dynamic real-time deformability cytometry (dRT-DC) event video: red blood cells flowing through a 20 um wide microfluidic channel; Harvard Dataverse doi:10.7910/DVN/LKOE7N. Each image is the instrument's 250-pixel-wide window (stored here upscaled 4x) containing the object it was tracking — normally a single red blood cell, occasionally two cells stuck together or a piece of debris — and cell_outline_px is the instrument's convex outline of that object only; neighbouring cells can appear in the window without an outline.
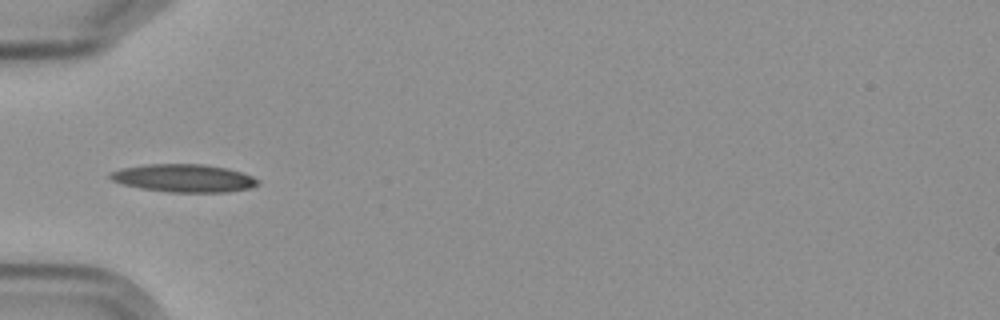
{"species": "Egyptian fruit bat (a non-hibernating species)", "species_latin": "Rousettus aegyptiacus", "temperature_condition": "cold", "stored_images_in_passage": 2, "camera_frame_rate_fps": 3000, "um_per_image_px": 0.085, "frame": {"image": 1, "passage_image": 1, "time_ms": 0.0, "image_size_px": [1000, 320], "cell_outline_px": [[260, 184], [248, 188], [228, 192], [168, 192], [140, 188], [124, 184], [112, 180], [108, 176], [112, 172], [120, 168], [144, 164], [204, 164], [228, 168], [252, 176], [260, 180]], "centroid_in_image_um": [15.63, 15.14], "position_along_channel_um": 69.4, "area_um2": 24.04}}
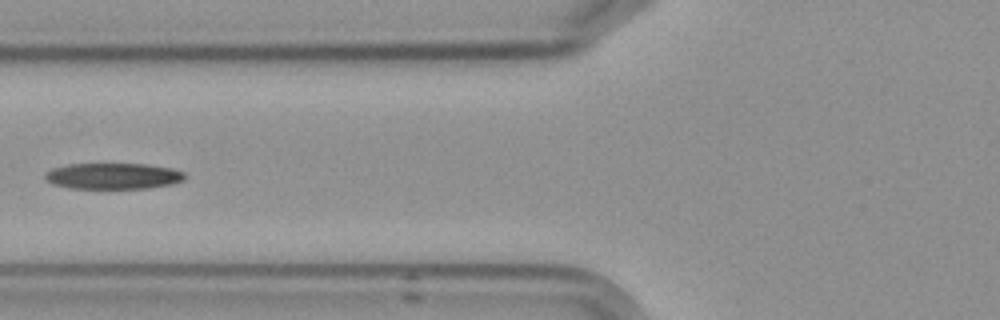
{"frame": {"image": 2, "passage_image": 2, "time_ms": 1.333, "image_size_px": [1000, 320], "cell_outline_px": [[184, 180], [172, 184], [148, 188], [68, 188], [52, 184], [44, 180], [44, 172], [52, 168], [68, 164], [148, 164], [172, 168], [184, 172]], "centroid_in_image_um": [9.57, 14.96], "position_along_channel_um": 116.2, "area_um2": 21.39}}